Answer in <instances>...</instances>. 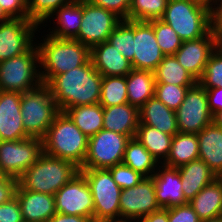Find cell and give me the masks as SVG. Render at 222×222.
Masks as SVG:
<instances>
[{
	"label": "cell",
	"instance_id": "17",
	"mask_svg": "<svg viewBox=\"0 0 222 222\" xmlns=\"http://www.w3.org/2000/svg\"><path fill=\"white\" fill-rule=\"evenodd\" d=\"M134 52L131 64L137 70L154 71L165 56L148 21H134Z\"/></svg>",
	"mask_w": 222,
	"mask_h": 222
},
{
	"label": "cell",
	"instance_id": "28",
	"mask_svg": "<svg viewBox=\"0 0 222 222\" xmlns=\"http://www.w3.org/2000/svg\"><path fill=\"white\" fill-rule=\"evenodd\" d=\"M155 84L153 71L132 69L126 75L128 103L140 109L154 96Z\"/></svg>",
	"mask_w": 222,
	"mask_h": 222
},
{
	"label": "cell",
	"instance_id": "54",
	"mask_svg": "<svg viewBox=\"0 0 222 222\" xmlns=\"http://www.w3.org/2000/svg\"><path fill=\"white\" fill-rule=\"evenodd\" d=\"M201 222H222V216L215 219L201 220Z\"/></svg>",
	"mask_w": 222,
	"mask_h": 222
},
{
	"label": "cell",
	"instance_id": "15",
	"mask_svg": "<svg viewBox=\"0 0 222 222\" xmlns=\"http://www.w3.org/2000/svg\"><path fill=\"white\" fill-rule=\"evenodd\" d=\"M120 218L140 221L144 216L161 209L156 200L155 184L145 177L139 184L126 188L120 194Z\"/></svg>",
	"mask_w": 222,
	"mask_h": 222
},
{
	"label": "cell",
	"instance_id": "52",
	"mask_svg": "<svg viewBox=\"0 0 222 222\" xmlns=\"http://www.w3.org/2000/svg\"><path fill=\"white\" fill-rule=\"evenodd\" d=\"M100 222H138V221L127 218H112V219H104Z\"/></svg>",
	"mask_w": 222,
	"mask_h": 222
},
{
	"label": "cell",
	"instance_id": "29",
	"mask_svg": "<svg viewBox=\"0 0 222 222\" xmlns=\"http://www.w3.org/2000/svg\"><path fill=\"white\" fill-rule=\"evenodd\" d=\"M197 159H199L197 134L178 132L173 136L168 157L163 164L178 168Z\"/></svg>",
	"mask_w": 222,
	"mask_h": 222
},
{
	"label": "cell",
	"instance_id": "27",
	"mask_svg": "<svg viewBox=\"0 0 222 222\" xmlns=\"http://www.w3.org/2000/svg\"><path fill=\"white\" fill-rule=\"evenodd\" d=\"M201 220L222 216V179L217 177L205 186L190 202Z\"/></svg>",
	"mask_w": 222,
	"mask_h": 222
},
{
	"label": "cell",
	"instance_id": "14",
	"mask_svg": "<svg viewBox=\"0 0 222 222\" xmlns=\"http://www.w3.org/2000/svg\"><path fill=\"white\" fill-rule=\"evenodd\" d=\"M41 29L29 19L0 23V62L27 52L36 43V36L40 37Z\"/></svg>",
	"mask_w": 222,
	"mask_h": 222
},
{
	"label": "cell",
	"instance_id": "45",
	"mask_svg": "<svg viewBox=\"0 0 222 222\" xmlns=\"http://www.w3.org/2000/svg\"><path fill=\"white\" fill-rule=\"evenodd\" d=\"M0 222H24L16 196L0 205Z\"/></svg>",
	"mask_w": 222,
	"mask_h": 222
},
{
	"label": "cell",
	"instance_id": "47",
	"mask_svg": "<svg viewBox=\"0 0 222 222\" xmlns=\"http://www.w3.org/2000/svg\"><path fill=\"white\" fill-rule=\"evenodd\" d=\"M212 4V29L222 42V0H213Z\"/></svg>",
	"mask_w": 222,
	"mask_h": 222
},
{
	"label": "cell",
	"instance_id": "30",
	"mask_svg": "<svg viewBox=\"0 0 222 222\" xmlns=\"http://www.w3.org/2000/svg\"><path fill=\"white\" fill-rule=\"evenodd\" d=\"M135 137L150 152L159 164H163L169 154L173 136L157 128L139 124Z\"/></svg>",
	"mask_w": 222,
	"mask_h": 222
},
{
	"label": "cell",
	"instance_id": "11",
	"mask_svg": "<svg viewBox=\"0 0 222 222\" xmlns=\"http://www.w3.org/2000/svg\"><path fill=\"white\" fill-rule=\"evenodd\" d=\"M122 21L115 13L94 6L88 0H82V22L74 40L80 41L91 49L97 44L106 42Z\"/></svg>",
	"mask_w": 222,
	"mask_h": 222
},
{
	"label": "cell",
	"instance_id": "49",
	"mask_svg": "<svg viewBox=\"0 0 222 222\" xmlns=\"http://www.w3.org/2000/svg\"><path fill=\"white\" fill-rule=\"evenodd\" d=\"M48 222H93V220L82 216L56 213Z\"/></svg>",
	"mask_w": 222,
	"mask_h": 222
},
{
	"label": "cell",
	"instance_id": "51",
	"mask_svg": "<svg viewBox=\"0 0 222 222\" xmlns=\"http://www.w3.org/2000/svg\"><path fill=\"white\" fill-rule=\"evenodd\" d=\"M212 122L222 128V110L212 116Z\"/></svg>",
	"mask_w": 222,
	"mask_h": 222
},
{
	"label": "cell",
	"instance_id": "39",
	"mask_svg": "<svg viewBox=\"0 0 222 222\" xmlns=\"http://www.w3.org/2000/svg\"><path fill=\"white\" fill-rule=\"evenodd\" d=\"M198 83L206 90L214 87L222 88V45L211 54L202 78Z\"/></svg>",
	"mask_w": 222,
	"mask_h": 222
},
{
	"label": "cell",
	"instance_id": "3",
	"mask_svg": "<svg viewBox=\"0 0 222 222\" xmlns=\"http://www.w3.org/2000/svg\"><path fill=\"white\" fill-rule=\"evenodd\" d=\"M88 138L65 112H59L42 138L43 152L80 168L87 155Z\"/></svg>",
	"mask_w": 222,
	"mask_h": 222
},
{
	"label": "cell",
	"instance_id": "5",
	"mask_svg": "<svg viewBox=\"0 0 222 222\" xmlns=\"http://www.w3.org/2000/svg\"><path fill=\"white\" fill-rule=\"evenodd\" d=\"M79 172V167L73 162L43 152L18 179V183L25 190L54 195Z\"/></svg>",
	"mask_w": 222,
	"mask_h": 222
},
{
	"label": "cell",
	"instance_id": "38",
	"mask_svg": "<svg viewBox=\"0 0 222 222\" xmlns=\"http://www.w3.org/2000/svg\"><path fill=\"white\" fill-rule=\"evenodd\" d=\"M76 0H27L28 19L39 27L48 26V18L60 7Z\"/></svg>",
	"mask_w": 222,
	"mask_h": 222
},
{
	"label": "cell",
	"instance_id": "4",
	"mask_svg": "<svg viewBox=\"0 0 222 222\" xmlns=\"http://www.w3.org/2000/svg\"><path fill=\"white\" fill-rule=\"evenodd\" d=\"M161 20L183 41L195 40L212 29V4L207 0H168Z\"/></svg>",
	"mask_w": 222,
	"mask_h": 222
},
{
	"label": "cell",
	"instance_id": "16",
	"mask_svg": "<svg viewBox=\"0 0 222 222\" xmlns=\"http://www.w3.org/2000/svg\"><path fill=\"white\" fill-rule=\"evenodd\" d=\"M219 45L220 41L211 29L205 36L195 40L183 41L182 46L174 56L178 63L199 81L211 54Z\"/></svg>",
	"mask_w": 222,
	"mask_h": 222
},
{
	"label": "cell",
	"instance_id": "19",
	"mask_svg": "<svg viewBox=\"0 0 222 222\" xmlns=\"http://www.w3.org/2000/svg\"><path fill=\"white\" fill-rule=\"evenodd\" d=\"M155 184L157 203L161 208H171L189 203L183 194L178 168L159 164L151 177Z\"/></svg>",
	"mask_w": 222,
	"mask_h": 222
},
{
	"label": "cell",
	"instance_id": "20",
	"mask_svg": "<svg viewBox=\"0 0 222 222\" xmlns=\"http://www.w3.org/2000/svg\"><path fill=\"white\" fill-rule=\"evenodd\" d=\"M15 196L24 222H48L56 214L54 195L25 190L18 183Z\"/></svg>",
	"mask_w": 222,
	"mask_h": 222
},
{
	"label": "cell",
	"instance_id": "26",
	"mask_svg": "<svg viewBox=\"0 0 222 222\" xmlns=\"http://www.w3.org/2000/svg\"><path fill=\"white\" fill-rule=\"evenodd\" d=\"M185 199L190 202L205 186L217 176L201 159L191 161L178 167Z\"/></svg>",
	"mask_w": 222,
	"mask_h": 222
},
{
	"label": "cell",
	"instance_id": "25",
	"mask_svg": "<svg viewBox=\"0 0 222 222\" xmlns=\"http://www.w3.org/2000/svg\"><path fill=\"white\" fill-rule=\"evenodd\" d=\"M140 123L174 136L179 132L176 113L168 108L156 96L151 97L140 109Z\"/></svg>",
	"mask_w": 222,
	"mask_h": 222
},
{
	"label": "cell",
	"instance_id": "42",
	"mask_svg": "<svg viewBox=\"0 0 222 222\" xmlns=\"http://www.w3.org/2000/svg\"><path fill=\"white\" fill-rule=\"evenodd\" d=\"M94 6L104 8L115 13L122 20H128V12L131 6V0H88Z\"/></svg>",
	"mask_w": 222,
	"mask_h": 222
},
{
	"label": "cell",
	"instance_id": "9",
	"mask_svg": "<svg viewBox=\"0 0 222 222\" xmlns=\"http://www.w3.org/2000/svg\"><path fill=\"white\" fill-rule=\"evenodd\" d=\"M130 139L114 131L100 130L88 138L87 155L79 169H109L122 163Z\"/></svg>",
	"mask_w": 222,
	"mask_h": 222
},
{
	"label": "cell",
	"instance_id": "22",
	"mask_svg": "<svg viewBox=\"0 0 222 222\" xmlns=\"http://www.w3.org/2000/svg\"><path fill=\"white\" fill-rule=\"evenodd\" d=\"M140 123L139 108L129 103L103 107V129L130 138L135 137Z\"/></svg>",
	"mask_w": 222,
	"mask_h": 222
},
{
	"label": "cell",
	"instance_id": "18",
	"mask_svg": "<svg viewBox=\"0 0 222 222\" xmlns=\"http://www.w3.org/2000/svg\"><path fill=\"white\" fill-rule=\"evenodd\" d=\"M21 93L0 90V141L29 138L21 116Z\"/></svg>",
	"mask_w": 222,
	"mask_h": 222
},
{
	"label": "cell",
	"instance_id": "37",
	"mask_svg": "<svg viewBox=\"0 0 222 222\" xmlns=\"http://www.w3.org/2000/svg\"><path fill=\"white\" fill-rule=\"evenodd\" d=\"M148 22L153 26L155 37L162 53L165 56L174 55L182 46L183 40L163 20L155 19Z\"/></svg>",
	"mask_w": 222,
	"mask_h": 222
},
{
	"label": "cell",
	"instance_id": "7",
	"mask_svg": "<svg viewBox=\"0 0 222 222\" xmlns=\"http://www.w3.org/2000/svg\"><path fill=\"white\" fill-rule=\"evenodd\" d=\"M42 84L36 43L25 53L0 62V90L24 93Z\"/></svg>",
	"mask_w": 222,
	"mask_h": 222
},
{
	"label": "cell",
	"instance_id": "53",
	"mask_svg": "<svg viewBox=\"0 0 222 222\" xmlns=\"http://www.w3.org/2000/svg\"><path fill=\"white\" fill-rule=\"evenodd\" d=\"M11 18L6 14V12L0 6V23L9 21Z\"/></svg>",
	"mask_w": 222,
	"mask_h": 222
},
{
	"label": "cell",
	"instance_id": "43",
	"mask_svg": "<svg viewBox=\"0 0 222 222\" xmlns=\"http://www.w3.org/2000/svg\"><path fill=\"white\" fill-rule=\"evenodd\" d=\"M168 222H201V219L187 203L168 208Z\"/></svg>",
	"mask_w": 222,
	"mask_h": 222
},
{
	"label": "cell",
	"instance_id": "46",
	"mask_svg": "<svg viewBox=\"0 0 222 222\" xmlns=\"http://www.w3.org/2000/svg\"><path fill=\"white\" fill-rule=\"evenodd\" d=\"M17 186L18 179L4 175L0 178V205L15 197Z\"/></svg>",
	"mask_w": 222,
	"mask_h": 222
},
{
	"label": "cell",
	"instance_id": "23",
	"mask_svg": "<svg viewBox=\"0 0 222 222\" xmlns=\"http://www.w3.org/2000/svg\"><path fill=\"white\" fill-rule=\"evenodd\" d=\"M50 19H54L53 23H51ZM48 20L53 24L48 29L50 32L45 31L48 35L59 39H74L79 33L82 22V0H76L60 7Z\"/></svg>",
	"mask_w": 222,
	"mask_h": 222
},
{
	"label": "cell",
	"instance_id": "40",
	"mask_svg": "<svg viewBox=\"0 0 222 222\" xmlns=\"http://www.w3.org/2000/svg\"><path fill=\"white\" fill-rule=\"evenodd\" d=\"M192 86L156 83L155 94L168 108L176 111L183 102L187 90Z\"/></svg>",
	"mask_w": 222,
	"mask_h": 222
},
{
	"label": "cell",
	"instance_id": "32",
	"mask_svg": "<svg viewBox=\"0 0 222 222\" xmlns=\"http://www.w3.org/2000/svg\"><path fill=\"white\" fill-rule=\"evenodd\" d=\"M122 163L145 177H152L159 165L157 160L136 137L128 141Z\"/></svg>",
	"mask_w": 222,
	"mask_h": 222
},
{
	"label": "cell",
	"instance_id": "35",
	"mask_svg": "<svg viewBox=\"0 0 222 222\" xmlns=\"http://www.w3.org/2000/svg\"><path fill=\"white\" fill-rule=\"evenodd\" d=\"M107 42L130 62L134 58V21L123 20L110 34Z\"/></svg>",
	"mask_w": 222,
	"mask_h": 222
},
{
	"label": "cell",
	"instance_id": "6",
	"mask_svg": "<svg viewBox=\"0 0 222 222\" xmlns=\"http://www.w3.org/2000/svg\"><path fill=\"white\" fill-rule=\"evenodd\" d=\"M23 127L29 137L42 139L55 116L60 112L51 89L46 84L21 93Z\"/></svg>",
	"mask_w": 222,
	"mask_h": 222
},
{
	"label": "cell",
	"instance_id": "34",
	"mask_svg": "<svg viewBox=\"0 0 222 222\" xmlns=\"http://www.w3.org/2000/svg\"><path fill=\"white\" fill-rule=\"evenodd\" d=\"M128 103L126 76H103L99 104L102 107Z\"/></svg>",
	"mask_w": 222,
	"mask_h": 222
},
{
	"label": "cell",
	"instance_id": "1",
	"mask_svg": "<svg viewBox=\"0 0 222 222\" xmlns=\"http://www.w3.org/2000/svg\"><path fill=\"white\" fill-rule=\"evenodd\" d=\"M102 77L90 59L80 67L56 75L47 86L59 111L65 112L71 107L99 103Z\"/></svg>",
	"mask_w": 222,
	"mask_h": 222
},
{
	"label": "cell",
	"instance_id": "8",
	"mask_svg": "<svg viewBox=\"0 0 222 222\" xmlns=\"http://www.w3.org/2000/svg\"><path fill=\"white\" fill-rule=\"evenodd\" d=\"M89 185L93 202V222L120 218L122 189L114 181L109 169H80Z\"/></svg>",
	"mask_w": 222,
	"mask_h": 222
},
{
	"label": "cell",
	"instance_id": "31",
	"mask_svg": "<svg viewBox=\"0 0 222 222\" xmlns=\"http://www.w3.org/2000/svg\"><path fill=\"white\" fill-rule=\"evenodd\" d=\"M65 113L87 137L103 129V107L99 103L71 107Z\"/></svg>",
	"mask_w": 222,
	"mask_h": 222
},
{
	"label": "cell",
	"instance_id": "12",
	"mask_svg": "<svg viewBox=\"0 0 222 222\" xmlns=\"http://www.w3.org/2000/svg\"><path fill=\"white\" fill-rule=\"evenodd\" d=\"M175 113L179 132L199 133L212 123L206 90L198 82L190 87Z\"/></svg>",
	"mask_w": 222,
	"mask_h": 222
},
{
	"label": "cell",
	"instance_id": "13",
	"mask_svg": "<svg viewBox=\"0 0 222 222\" xmlns=\"http://www.w3.org/2000/svg\"><path fill=\"white\" fill-rule=\"evenodd\" d=\"M56 213L82 216L93 220V197L84 175L79 172L55 194Z\"/></svg>",
	"mask_w": 222,
	"mask_h": 222
},
{
	"label": "cell",
	"instance_id": "24",
	"mask_svg": "<svg viewBox=\"0 0 222 222\" xmlns=\"http://www.w3.org/2000/svg\"><path fill=\"white\" fill-rule=\"evenodd\" d=\"M199 159L217 176H222V128L213 122L197 133Z\"/></svg>",
	"mask_w": 222,
	"mask_h": 222
},
{
	"label": "cell",
	"instance_id": "36",
	"mask_svg": "<svg viewBox=\"0 0 222 222\" xmlns=\"http://www.w3.org/2000/svg\"><path fill=\"white\" fill-rule=\"evenodd\" d=\"M168 0H131L128 20L151 21L161 19Z\"/></svg>",
	"mask_w": 222,
	"mask_h": 222
},
{
	"label": "cell",
	"instance_id": "44",
	"mask_svg": "<svg viewBox=\"0 0 222 222\" xmlns=\"http://www.w3.org/2000/svg\"><path fill=\"white\" fill-rule=\"evenodd\" d=\"M0 6L11 19H28L27 0H0Z\"/></svg>",
	"mask_w": 222,
	"mask_h": 222
},
{
	"label": "cell",
	"instance_id": "21",
	"mask_svg": "<svg viewBox=\"0 0 222 222\" xmlns=\"http://www.w3.org/2000/svg\"><path fill=\"white\" fill-rule=\"evenodd\" d=\"M90 59L102 76H126L133 69L131 62L107 41L90 49Z\"/></svg>",
	"mask_w": 222,
	"mask_h": 222
},
{
	"label": "cell",
	"instance_id": "41",
	"mask_svg": "<svg viewBox=\"0 0 222 222\" xmlns=\"http://www.w3.org/2000/svg\"><path fill=\"white\" fill-rule=\"evenodd\" d=\"M116 184L123 190L139 184L145 176L123 163L109 168Z\"/></svg>",
	"mask_w": 222,
	"mask_h": 222
},
{
	"label": "cell",
	"instance_id": "10",
	"mask_svg": "<svg viewBox=\"0 0 222 222\" xmlns=\"http://www.w3.org/2000/svg\"><path fill=\"white\" fill-rule=\"evenodd\" d=\"M43 153L42 139L0 141V173L19 179Z\"/></svg>",
	"mask_w": 222,
	"mask_h": 222
},
{
	"label": "cell",
	"instance_id": "33",
	"mask_svg": "<svg viewBox=\"0 0 222 222\" xmlns=\"http://www.w3.org/2000/svg\"><path fill=\"white\" fill-rule=\"evenodd\" d=\"M156 83L194 86L198 81L178 63L174 55L164 56L153 71Z\"/></svg>",
	"mask_w": 222,
	"mask_h": 222
},
{
	"label": "cell",
	"instance_id": "50",
	"mask_svg": "<svg viewBox=\"0 0 222 222\" xmlns=\"http://www.w3.org/2000/svg\"><path fill=\"white\" fill-rule=\"evenodd\" d=\"M139 222H168V209L161 208L156 212L144 216Z\"/></svg>",
	"mask_w": 222,
	"mask_h": 222
},
{
	"label": "cell",
	"instance_id": "2",
	"mask_svg": "<svg viewBox=\"0 0 222 222\" xmlns=\"http://www.w3.org/2000/svg\"><path fill=\"white\" fill-rule=\"evenodd\" d=\"M45 36L41 35L43 39L38 38L42 42L36 39L42 84L47 85L56 75L80 67L90 60V48L80 41L59 39L47 33Z\"/></svg>",
	"mask_w": 222,
	"mask_h": 222
},
{
	"label": "cell",
	"instance_id": "48",
	"mask_svg": "<svg viewBox=\"0 0 222 222\" xmlns=\"http://www.w3.org/2000/svg\"><path fill=\"white\" fill-rule=\"evenodd\" d=\"M208 98V108L212 116L222 110V88L214 87L206 89Z\"/></svg>",
	"mask_w": 222,
	"mask_h": 222
}]
</instances>
